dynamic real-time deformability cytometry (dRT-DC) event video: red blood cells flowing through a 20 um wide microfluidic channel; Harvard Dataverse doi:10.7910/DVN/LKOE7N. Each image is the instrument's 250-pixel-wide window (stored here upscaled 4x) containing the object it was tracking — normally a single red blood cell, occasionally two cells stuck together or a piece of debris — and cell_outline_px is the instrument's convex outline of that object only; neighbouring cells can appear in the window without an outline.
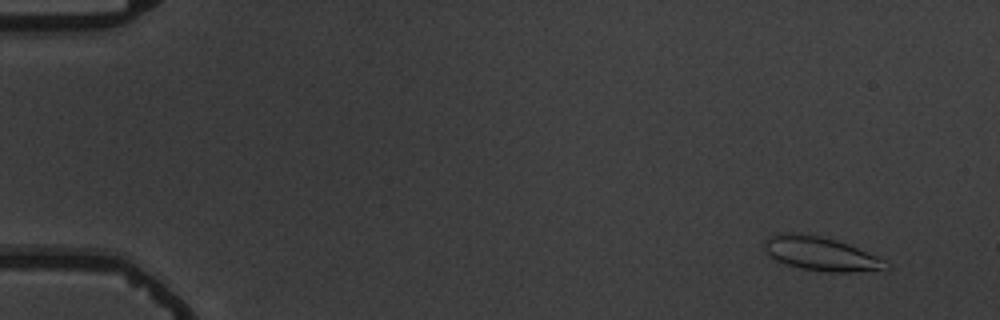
{"species": "common noctule bat (a hibernating species)", "species_latin": "Nyctalus noctula", "temperature_condition": "warm", "stored_images_in_passage": 6, "camera_frame_rate_fps": 3000, "um_per_image_px": 0.085, "animal": {"sex": "male", "body_mass_g": 19.5, "forearm_length_mm": 54.6}, "frame": {"image": 1, "passage_image": 2, "time_ms": 1.333, "image_size_px": [1000, 320], "cell_outline_px": [[892, 268], [852, 272], [828, 272], [804, 268], [788, 264], [776, 260], [764, 248], [764, 240], [768, 236], [788, 232], [792, 232], [820, 236], [836, 240], [876, 256], [884, 260]], "centroid_in_image_um": [69.76, 21.56], "position_along_channel_um": 15.2, "area_um2": 23.41}}
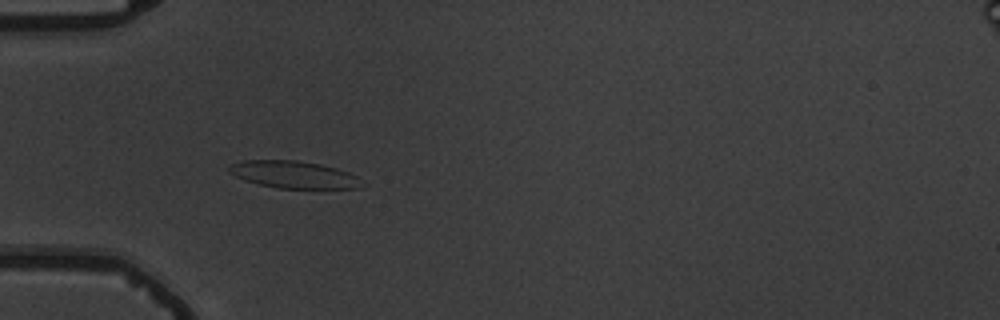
{"frame": {"image": 2, "passage_image": 6, "time_ms": 6.0, "image_size_px": [1000, 320], "cell_outline_px": [[360, 188], [276, 188], [244, 180], [228, 172], [228, 168], [232, 164], [244, 160], [296, 160], [320, 164], [336, 168], [348, 172], [356, 176]], "centroid_in_image_um": [24.9, 14.83], "position_along_channel_um": 60.1, "area_um2": 20.69}}